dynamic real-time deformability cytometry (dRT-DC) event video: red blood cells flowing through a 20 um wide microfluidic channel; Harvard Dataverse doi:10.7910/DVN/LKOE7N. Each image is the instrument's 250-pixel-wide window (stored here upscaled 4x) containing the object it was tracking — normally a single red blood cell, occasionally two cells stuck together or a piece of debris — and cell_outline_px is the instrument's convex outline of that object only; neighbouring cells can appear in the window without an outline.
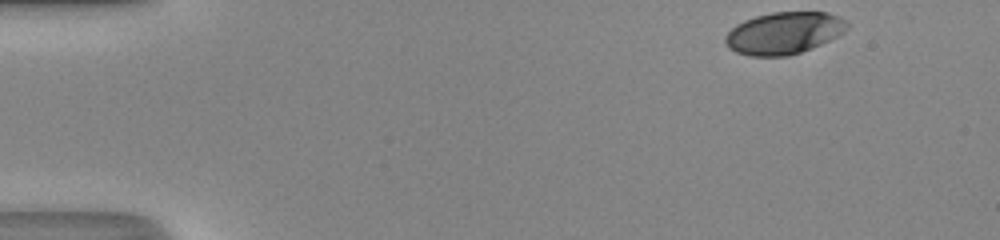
{"species": "human", "species_latin": "Homo sapiens", "temperature_condition": "room temperature", "stored_images_in_passage": 38, "camera_frame_rate_fps": 3000, "um_per_image_px": 0.085, "donor": {"sex": "male"}, "frame": {"image": 1, "passage_image": 1, "time_ms": 0.0, "image_size_px": [1000, 240], "cell_outline_px": [[848, 28], [844, 32], [820, 44], [800, 52], [788, 56], [748, 56], [736, 52], [728, 48], [724, 44], [724, 36], [736, 24], [744, 20], [756, 16], [772, 12], [828, 12], [840, 16], [848, 20]], "centroid_in_image_um": [66.61, 2.8], "position_along_channel_um": 18.4, "area_um2": 30.0}}
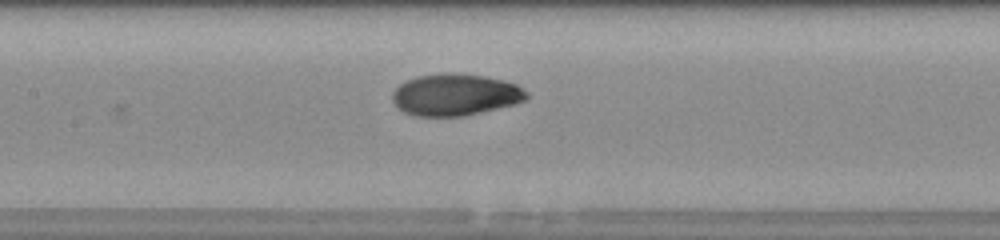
{"frame": {"image": 2, "passage_image": 20, "time_ms": 6.333, "image_size_px": [1000, 240], "cell_outline_px": [[528, 100], [464, 116], [416, 116], [404, 112], [392, 100], [392, 92], [400, 84], [416, 76], [440, 72], [452, 72], [484, 76], [516, 84], [528, 92]], "centroid_in_image_um": [38.68, 8.04], "position_along_channel_um": 168.7, "area_um2": 32.6}}
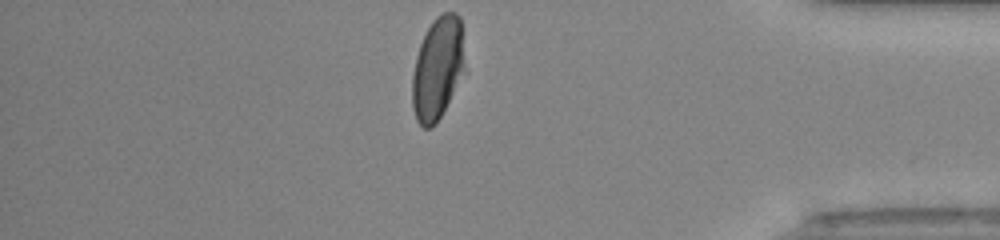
{"frame": {"image": 3, "passage_image": 38, "time_ms": 12.333, "image_size_px": [1000, 240], "cell_outline_px": [[464, 72], [436, 124], [432, 128], [424, 128], [416, 120], [412, 108], [412, 76], [416, 56], [420, 44], [432, 20], [436, 16], [444, 12], [456, 12], [460, 16], [464, 68]], "centroid_in_image_um": [37.17, 5.81], "position_along_channel_um": 398.0, "area_um2": 31.21}, "authors_computed_cell_mechanics": {"area_um2": 32.2524, "velocity_mm_per_s": 4.3335, "shape_relaxation_time_tau1_ms": 5.1239, "shape_relaxation_time_tau2_ms": 0.73, "deformation_change_tau1": 0.2027, "deformation_change_tau2": 0.038}}